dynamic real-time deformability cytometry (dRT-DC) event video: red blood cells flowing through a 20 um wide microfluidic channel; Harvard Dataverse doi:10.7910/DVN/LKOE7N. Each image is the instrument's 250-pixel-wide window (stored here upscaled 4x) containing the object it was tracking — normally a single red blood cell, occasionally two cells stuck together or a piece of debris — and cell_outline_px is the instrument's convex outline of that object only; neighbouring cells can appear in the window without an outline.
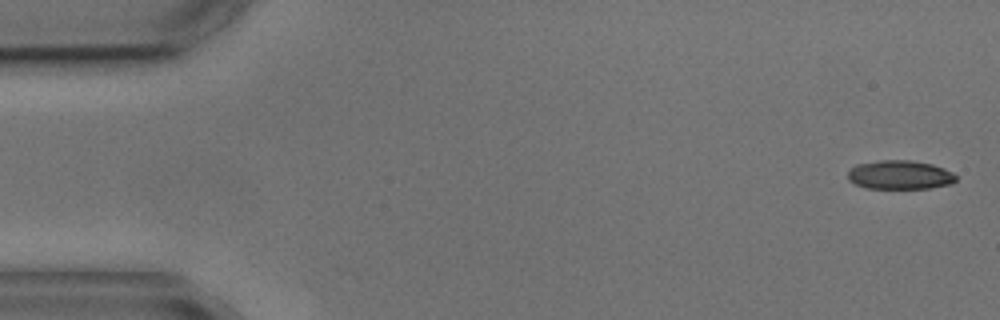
{"species": "common noctule bat (a hibernating species)", "species_latin": "Nyctalus noctula", "temperature_condition": "cold", "stored_images_in_passage": 4, "camera_frame_rate_fps": 3000, "um_per_image_px": 0.085, "animal": {"sex": "male", "body_mass_g": 17.9, "forearm_length_mm": 54.2}, "frame": {"image": 1, "passage_image": 1, "time_ms": 0.0, "image_size_px": [1000, 320], "cell_outline_px": [[956, 180], [952, 184], [928, 188], [868, 188], [856, 184], [848, 180], [848, 172], [856, 164], [880, 160], [912, 160], [932, 164], [944, 168], [952, 172], [956, 176]], "centroid_in_image_um": [76.5, 14.85], "position_along_channel_um": 8.5, "area_um2": 18.21}}